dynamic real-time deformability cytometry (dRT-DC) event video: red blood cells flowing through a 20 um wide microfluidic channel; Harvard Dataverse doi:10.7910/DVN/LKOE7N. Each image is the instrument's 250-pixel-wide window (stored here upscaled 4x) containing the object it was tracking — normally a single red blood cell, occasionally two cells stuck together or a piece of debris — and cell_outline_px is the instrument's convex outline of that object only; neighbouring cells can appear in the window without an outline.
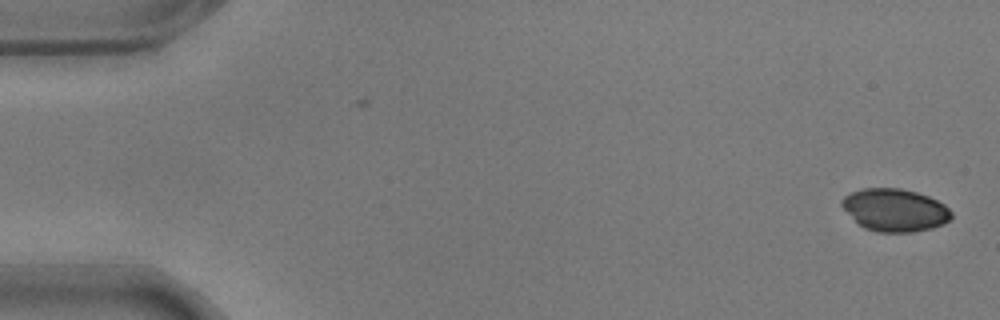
{"species": "common noctule bat (a hibernating species)", "species_latin": "Nyctalus noctula", "temperature_condition": "warm", "stored_images_in_passage": 16, "camera_frame_rate_fps": 3000, "um_per_image_px": 0.085, "animal": {"sex": "male", "body_mass_g": 17.9}, "frame": {"image": 1, "passage_image": 1, "time_ms": 0.0, "image_size_px": [1000, 320], "cell_outline_px": [[952, 216], [944, 224], [932, 228], [912, 232], [876, 232], [864, 228], [840, 204], [840, 200], [844, 196], [852, 192], [864, 188], [900, 188], [916, 192], [928, 196], [944, 204], [952, 212]], "centroid_in_image_um": [76.08, 17.85], "position_along_channel_um": 8.9, "area_um2": 27.05}}
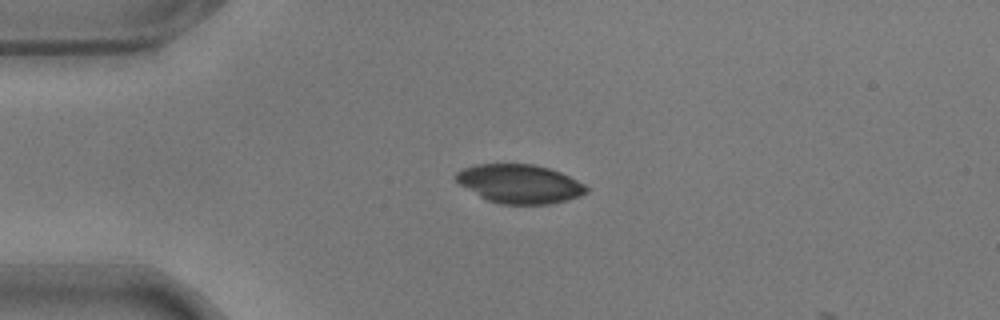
{"frame": {"image": 2, "passage_image": 13, "time_ms": 4.0, "image_size_px": [1000, 320], "cell_outline_px": [[588, 192], [580, 196], [568, 200], [548, 204], [500, 204], [488, 200], [480, 196], [460, 184], [452, 176], [456, 172], [464, 168], [476, 164], [532, 164], [548, 168], [560, 172], [584, 184], [588, 188]], "centroid_in_image_um": [44.16, 15.62], "position_along_channel_um": 40.8, "area_um2": 29.36}}